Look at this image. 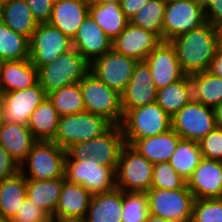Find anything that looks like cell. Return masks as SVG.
Masks as SVG:
<instances>
[{"instance_id": "1", "label": "cell", "mask_w": 222, "mask_h": 222, "mask_svg": "<svg viewBox=\"0 0 222 222\" xmlns=\"http://www.w3.org/2000/svg\"><path fill=\"white\" fill-rule=\"evenodd\" d=\"M170 42L186 75L205 72L218 48L216 26L206 22L199 28L173 38Z\"/></svg>"}, {"instance_id": "2", "label": "cell", "mask_w": 222, "mask_h": 222, "mask_svg": "<svg viewBox=\"0 0 222 222\" xmlns=\"http://www.w3.org/2000/svg\"><path fill=\"white\" fill-rule=\"evenodd\" d=\"M66 156L67 151L53 141L37 140L19 165V172L33 181L64 178Z\"/></svg>"}, {"instance_id": "3", "label": "cell", "mask_w": 222, "mask_h": 222, "mask_svg": "<svg viewBox=\"0 0 222 222\" xmlns=\"http://www.w3.org/2000/svg\"><path fill=\"white\" fill-rule=\"evenodd\" d=\"M86 112L104 117L112 125H121L124 112L121 94L109 88L90 71L79 82Z\"/></svg>"}, {"instance_id": "4", "label": "cell", "mask_w": 222, "mask_h": 222, "mask_svg": "<svg viewBox=\"0 0 222 222\" xmlns=\"http://www.w3.org/2000/svg\"><path fill=\"white\" fill-rule=\"evenodd\" d=\"M125 144L130 145L134 140L153 137L172 129L171 117L157 104L129 109L121 124Z\"/></svg>"}, {"instance_id": "5", "label": "cell", "mask_w": 222, "mask_h": 222, "mask_svg": "<svg viewBox=\"0 0 222 222\" xmlns=\"http://www.w3.org/2000/svg\"><path fill=\"white\" fill-rule=\"evenodd\" d=\"M125 145L121 125H112L101 136L69 147L65 161H81L95 157L106 167H117L122 147Z\"/></svg>"}, {"instance_id": "6", "label": "cell", "mask_w": 222, "mask_h": 222, "mask_svg": "<svg viewBox=\"0 0 222 222\" xmlns=\"http://www.w3.org/2000/svg\"><path fill=\"white\" fill-rule=\"evenodd\" d=\"M89 69L90 64L72 48L51 63L38 68L39 84L48 94L64 86L79 83Z\"/></svg>"}, {"instance_id": "7", "label": "cell", "mask_w": 222, "mask_h": 222, "mask_svg": "<svg viewBox=\"0 0 222 222\" xmlns=\"http://www.w3.org/2000/svg\"><path fill=\"white\" fill-rule=\"evenodd\" d=\"M111 126L112 124L104 117L86 111L62 116L52 141L67 150L76 143L86 142L101 136Z\"/></svg>"}, {"instance_id": "8", "label": "cell", "mask_w": 222, "mask_h": 222, "mask_svg": "<svg viewBox=\"0 0 222 222\" xmlns=\"http://www.w3.org/2000/svg\"><path fill=\"white\" fill-rule=\"evenodd\" d=\"M116 169L101 165L95 157L65 161L64 180L82 185L92 195L106 193L116 188Z\"/></svg>"}, {"instance_id": "9", "label": "cell", "mask_w": 222, "mask_h": 222, "mask_svg": "<svg viewBox=\"0 0 222 222\" xmlns=\"http://www.w3.org/2000/svg\"><path fill=\"white\" fill-rule=\"evenodd\" d=\"M154 164L130 145L125 144L116 169V188L124 192H148L151 189Z\"/></svg>"}, {"instance_id": "10", "label": "cell", "mask_w": 222, "mask_h": 222, "mask_svg": "<svg viewBox=\"0 0 222 222\" xmlns=\"http://www.w3.org/2000/svg\"><path fill=\"white\" fill-rule=\"evenodd\" d=\"M146 194L150 214L174 222H191L195 198L187 185L176 190L151 188Z\"/></svg>"}, {"instance_id": "11", "label": "cell", "mask_w": 222, "mask_h": 222, "mask_svg": "<svg viewBox=\"0 0 222 222\" xmlns=\"http://www.w3.org/2000/svg\"><path fill=\"white\" fill-rule=\"evenodd\" d=\"M206 22L204 5L197 0L167 3L162 25V41H171Z\"/></svg>"}, {"instance_id": "12", "label": "cell", "mask_w": 222, "mask_h": 222, "mask_svg": "<svg viewBox=\"0 0 222 222\" xmlns=\"http://www.w3.org/2000/svg\"><path fill=\"white\" fill-rule=\"evenodd\" d=\"M72 39L48 22L38 23L29 39V59L37 69L71 50Z\"/></svg>"}, {"instance_id": "13", "label": "cell", "mask_w": 222, "mask_h": 222, "mask_svg": "<svg viewBox=\"0 0 222 222\" xmlns=\"http://www.w3.org/2000/svg\"><path fill=\"white\" fill-rule=\"evenodd\" d=\"M171 123L180 138L199 142L216 127L214 109L193 99L171 117Z\"/></svg>"}, {"instance_id": "14", "label": "cell", "mask_w": 222, "mask_h": 222, "mask_svg": "<svg viewBox=\"0 0 222 222\" xmlns=\"http://www.w3.org/2000/svg\"><path fill=\"white\" fill-rule=\"evenodd\" d=\"M47 97L39 82L26 89L1 93L3 122L27 125L32 112Z\"/></svg>"}, {"instance_id": "15", "label": "cell", "mask_w": 222, "mask_h": 222, "mask_svg": "<svg viewBox=\"0 0 222 222\" xmlns=\"http://www.w3.org/2000/svg\"><path fill=\"white\" fill-rule=\"evenodd\" d=\"M138 61L111 49L90 64L89 71L120 94L125 90Z\"/></svg>"}, {"instance_id": "16", "label": "cell", "mask_w": 222, "mask_h": 222, "mask_svg": "<svg viewBox=\"0 0 222 222\" xmlns=\"http://www.w3.org/2000/svg\"><path fill=\"white\" fill-rule=\"evenodd\" d=\"M157 90L186 76L170 41H162L144 60Z\"/></svg>"}, {"instance_id": "17", "label": "cell", "mask_w": 222, "mask_h": 222, "mask_svg": "<svg viewBox=\"0 0 222 222\" xmlns=\"http://www.w3.org/2000/svg\"><path fill=\"white\" fill-rule=\"evenodd\" d=\"M161 42L155 33L128 22L112 41V49L136 61H144Z\"/></svg>"}, {"instance_id": "18", "label": "cell", "mask_w": 222, "mask_h": 222, "mask_svg": "<svg viewBox=\"0 0 222 222\" xmlns=\"http://www.w3.org/2000/svg\"><path fill=\"white\" fill-rule=\"evenodd\" d=\"M156 97L157 89L151 77L149 66L145 61H138L128 85L121 93V104L124 114L129 109L155 102Z\"/></svg>"}, {"instance_id": "19", "label": "cell", "mask_w": 222, "mask_h": 222, "mask_svg": "<svg viewBox=\"0 0 222 222\" xmlns=\"http://www.w3.org/2000/svg\"><path fill=\"white\" fill-rule=\"evenodd\" d=\"M186 185L195 199L222 198V161L202 158Z\"/></svg>"}, {"instance_id": "20", "label": "cell", "mask_w": 222, "mask_h": 222, "mask_svg": "<svg viewBox=\"0 0 222 222\" xmlns=\"http://www.w3.org/2000/svg\"><path fill=\"white\" fill-rule=\"evenodd\" d=\"M72 47L91 64L112 49V40L88 14L72 39Z\"/></svg>"}, {"instance_id": "21", "label": "cell", "mask_w": 222, "mask_h": 222, "mask_svg": "<svg viewBox=\"0 0 222 222\" xmlns=\"http://www.w3.org/2000/svg\"><path fill=\"white\" fill-rule=\"evenodd\" d=\"M92 194L80 184L63 182L54 215L60 220L83 221L86 217Z\"/></svg>"}, {"instance_id": "22", "label": "cell", "mask_w": 222, "mask_h": 222, "mask_svg": "<svg viewBox=\"0 0 222 222\" xmlns=\"http://www.w3.org/2000/svg\"><path fill=\"white\" fill-rule=\"evenodd\" d=\"M88 14V0H61L53 4L48 23L73 39Z\"/></svg>"}, {"instance_id": "23", "label": "cell", "mask_w": 222, "mask_h": 222, "mask_svg": "<svg viewBox=\"0 0 222 222\" xmlns=\"http://www.w3.org/2000/svg\"><path fill=\"white\" fill-rule=\"evenodd\" d=\"M38 82V69L30 59L1 62L0 94L26 89Z\"/></svg>"}, {"instance_id": "24", "label": "cell", "mask_w": 222, "mask_h": 222, "mask_svg": "<svg viewBox=\"0 0 222 222\" xmlns=\"http://www.w3.org/2000/svg\"><path fill=\"white\" fill-rule=\"evenodd\" d=\"M180 139V136L170 129L160 135L134 140L130 146L149 162L156 164L170 161Z\"/></svg>"}, {"instance_id": "25", "label": "cell", "mask_w": 222, "mask_h": 222, "mask_svg": "<svg viewBox=\"0 0 222 222\" xmlns=\"http://www.w3.org/2000/svg\"><path fill=\"white\" fill-rule=\"evenodd\" d=\"M36 141L28 125L3 122L0 128V145L18 165L26 159Z\"/></svg>"}, {"instance_id": "26", "label": "cell", "mask_w": 222, "mask_h": 222, "mask_svg": "<svg viewBox=\"0 0 222 222\" xmlns=\"http://www.w3.org/2000/svg\"><path fill=\"white\" fill-rule=\"evenodd\" d=\"M122 207L123 191L120 189L94 194L82 222H122Z\"/></svg>"}, {"instance_id": "27", "label": "cell", "mask_w": 222, "mask_h": 222, "mask_svg": "<svg viewBox=\"0 0 222 222\" xmlns=\"http://www.w3.org/2000/svg\"><path fill=\"white\" fill-rule=\"evenodd\" d=\"M0 19L11 30L28 39L38 26L25 0H12L0 5Z\"/></svg>"}, {"instance_id": "28", "label": "cell", "mask_w": 222, "mask_h": 222, "mask_svg": "<svg viewBox=\"0 0 222 222\" xmlns=\"http://www.w3.org/2000/svg\"><path fill=\"white\" fill-rule=\"evenodd\" d=\"M193 99L190 76L186 75L184 78L157 90L156 102L170 117H173Z\"/></svg>"}, {"instance_id": "29", "label": "cell", "mask_w": 222, "mask_h": 222, "mask_svg": "<svg viewBox=\"0 0 222 222\" xmlns=\"http://www.w3.org/2000/svg\"><path fill=\"white\" fill-rule=\"evenodd\" d=\"M89 16L113 41L126 27L129 20L120 7V2L89 4Z\"/></svg>"}, {"instance_id": "30", "label": "cell", "mask_w": 222, "mask_h": 222, "mask_svg": "<svg viewBox=\"0 0 222 222\" xmlns=\"http://www.w3.org/2000/svg\"><path fill=\"white\" fill-rule=\"evenodd\" d=\"M64 178L45 181L26 180L27 198L47 214L55 213Z\"/></svg>"}, {"instance_id": "31", "label": "cell", "mask_w": 222, "mask_h": 222, "mask_svg": "<svg viewBox=\"0 0 222 222\" xmlns=\"http://www.w3.org/2000/svg\"><path fill=\"white\" fill-rule=\"evenodd\" d=\"M60 115L47 97L31 114L28 128L36 140L52 141L57 133Z\"/></svg>"}, {"instance_id": "32", "label": "cell", "mask_w": 222, "mask_h": 222, "mask_svg": "<svg viewBox=\"0 0 222 222\" xmlns=\"http://www.w3.org/2000/svg\"><path fill=\"white\" fill-rule=\"evenodd\" d=\"M26 198V178L20 172L2 180L0 182V216L13 219Z\"/></svg>"}, {"instance_id": "33", "label": "cell", "mask_w": 222, "mask_h": 222, "mask_svg": "<svg viewBox=\"0 0 222 222\" xmlns=\"http://www.w3.org/2000/svg\"><path fill=\"white\" fill-rule=\"evenodd\" d=\"M190 80L195 101L213 109L222 103V78L205 71L190 75Z\"/></svg>"}, {"instance_id": "34", "label": "cell", "mask_w": 222, "mask_h": 222, "mask_svg": "<svg viewBox=\"0 0 222 222\" xmlns=\"http://www.w3.org/2000/svg\"><path fill=\"white\" fill-rule=\"evenodd\" d=\"M202 158L198 142L181 138L176 150L171 155L169 163L172 168L187 181Z\"/></svg>"}, {"instance_id": "35", "label": "cell", "mask_w": 222, "mask_h": 222, "mask_svg": "<svg viewBox=\"0 0 222 222\" xmlns=\"http://www.w3.org/2000/svg\"><path fill=\"white\" fill-rule=\"evenodd\" d=\"M48 98L60 117L86 111L79 83L53 90L48 93Z\"/></svg>"}, {"instance_id": "36", "label": "cell", "mask_w": 222, "mask_h": 222, "mask_svg": "<svg viewBox=\"0 0 222 222\" xmlns=\"http://www.w3.org/2000/svg\"><path fill=\"white\" fill-rule=\"evenodd\" d=\"M0 59L19 61L29 59V39L11 30L0 19Z\"/></svg>"}, {"instance_id": "37", "label": "cell", "mask_w": 222, "mask_h": 222, "mask_svg": "<svg viewBox=\"0 0 222 222\" xmlns=\"http://www.w3.org/2000/svg\"><path fill=\"white\" fill-rule=\"evenodd\" d=\"M166 3L163 0H149L129 21L155 33L162 40V25Z\"/></svg>"}, {"instance_id": "38", "label": "cell", "mask_w": 222, "mask_h": 222, "mask_svg": "<svg viewBox=\"0 0 222 222\" xmlns=\"http://www.w3.org/2000/svg\"><path fill=\"white\" fill-rule=\"evenodd\" d=\"M149 214L146 193L123 191L122 222H145Z\"/></svg>"}, {"instance_id": "39", "label": "cell", "mask_w": 222, "mask_h": 222, "mask_svg": "<svg viewBox=\"0 0 222 222\" xmlns=\"http://www.w3.org/2000/svg\"><path fill=\"white\" fill-rule=\"evenodd\" d=\"M185 185L186 181L172 168L169 162L154 164L151 188L176 190Z\"/></svg>"}, {"instance_id": "40", "label": "cell", "mask_w": 222, "mask_h": 222, "mask_svg": "<svg viewBox=\"0 0 222 222\" xmlns=\"http://www.w3.org/2000/svg\"><path fill=\"white\" fill-rule=\"evenodd\" d=\"M191 222H222V198L195 199Z\"/></svg>"}, {"instance_id": "41", "label": "cell", "mask_w": 222, "mask_h": 222, "mask_svg": "<svg viewBox=\"0 0 222 222\" xmlns=\"http://www.w3.org/2000/svg\"><path fill=\"white\" fill-rule=\"evenodd\" d=\"M198 145L203 158L222 161V129L215 127Z\"/></svg>"}, {"instance_id": "42", "label": "cell", "mask_w": 222, "mask_h": 222, "mask_svg": "<svg viewBox=\"0 0 222 222\" xmlns=\"http://www.w3.org/2000/svg\"><path fill=\"white\" fill-rule=\"evenodd\" d=\"M47 213L41 208L34 205L28 198H26L18 209L17 214L12 219V222H33L45 216Z\"/></svg>"}, {"instance_id": "43", "label": "cell", "mask_w": 222, "mask_h": 222, "mask_svg": "<svg viewBox=\"0 0 222 222\" xmlns=\"http://www.w3.org/2000/svg\"><path fill=\"white\" fill-rule=\"evenodd\" d=\"M31 9L37 23H46L50 20L53 3L51 0H25Z\"/></svg>"}, {"instance_id": "44", "label": "cell", "mask_w": 222, "mask_h": 222, "mask_svg": "<svg viewBox=\"0 0 222 222\" xmlns=\"http://www.w3.org/2000/svg\"><path fill=\"white\" fill-rule=\"evenodd\" d=\"M19 172V165L10 157L8 152L0 145V182Z\"/></svg>"}, {"instance_id": "45", "label": "cell", "mask_w": 222, "mask_h": 222, "mask_svg": "<svg viewBox=\"0 0 222 222\" xmlns=\"http://www.w3.org/2000/svg\"><path fill=\"white\" fill-rule=\"evenodd\" d=\"M206 21L216 26L222 22V0H208L204 4Z\"/></svg>"}, {"instance_id": "46", "label": "cell", "mask_w": 222, "mask_h": 222, "mask_svg": "<svg viewBox=\"0 0 222 222\" xmlns=\"http://www.w3.org/2000/svg\"><path fill=\"white\" fill-rule=\"evenodd\" d=\"M149 0H120V7L125 17L130 21L131 18L148 2Z\"/></svg>"}, {"instance_id": "47", "label": "cell", "mask_w": 222, "mask_h": 222, "mask_svg": "<svg viewBox=\"0 0 222 222\" xmlns=\"http://www.w3.org/2000/svg\"><path fill=\"white\" fill-rule=\"evenodd\" d=\"M207 72L222 78V48L218 47Z\"/></svg>"}, {"instance_id": "48", "label": "cell", "mask_w": 222, "mask_h": 222, "mask_svg": "<svg viewBox=\"0 0 222 222\" xmlns=\"http://www.w3.org/2000/svg\"><path fill=\"white\" fill-rule=\"evenodd\" d=\"M216 127L222 129V103L214 108Z\"/></svg>"}, {"instance_id": "49", "label": "cell", "mask_w": 222, "mask_h": 222, "mask_svg": "<svg viewBox=\"0 0 222 222\" xmlns=\"http://www.w3.org/2000/svg\"><path fill=\"white\" fill-rule=\"evenodd\" d=\"M57 217L53 214H46L45 216L39 218V219H36L35 221L33 222H56L57 221Z\"/></svg>"}, {"instance_id": "50", "label": "cell", "mask_w": 222, "mask_h": 222, "mask_svg": "<svg viewBox=\"0 0 222 222\" xmlns=\"http://www.w3.org/2000/svg\"><path fill=\"white\" fill-rule=\"evenodd\" d=\"M145 222H174V221L149 214V216Z\"/></svg>"}, {"instance_id": "51", "label": "cell", "mask_w": 222, "mask_h": 222, "mask_svg": "<svg viewBox=\"0 0 222 222\" xmlns=\"http://www.w3.org/2000/svg\"><path fill=\"white\" fill-rule=\"evenodd\" d=\"M217 37H218V47L222 48V22L216 25Z\"/></svg>"}, {"instance_id": "52", "label": "cell", "mask_w": 222, "mask_h": 222, "mask_svg": "<svg viewBox=\"0 0 222 222\" xmlns=\"http://www.w3.org/2000/svg\"><path fill=\"white\" fill-rule=\"evenodd\" d=\"M89 4H105L107 2H120V0H88Z\"/></svg>"}, {"instance_id": "53", "label": "cell", "mask_w": 222, "mask_h": 222, "mask_svg": "<svg viewBox=\"0 0 222 222\" xmlns=\"http://www.w3.org/2000/svg\"><path fill=\"white\" fill-rule=\"evenodd\" d=\"M3 124V116H2V106H1V101H0V128Z\"/></svg>"}, {"instance_id": "54", "label": "cell", "mask_w": 222, "mask_h": 222, "mask_svg": "<svg viewBox=\"0 0 222 222\" xmlns=\"http://www.w3.org/2000/svg\"><path fill=\"white\" fill-rule=\"evenodd\" d=\"M0 222H12V219H7L5 217L0 216Z\"/></svg>"}, {"instance_id": "55", "label": "cell", "mask_w": 222, "mask_h": 222, "mask_svg": "<svg viewBox=\"0 0 222 222\" xmlns=\"http://www.w3.org/2000/svg\"><path fill=\"white\" fill-rule=\"evenodd\" d=\"M56 222H81V221H77V220H60V219H57Z\"/></svg>"}, {"instance_id": "56", "label": "cell", "mask_w": 222, "mask_h": 222, "mask_svg": "<svg viewBox=\"0 0 222 222\" xmlns=\"http://www.w3.org/2000/svg\"><path fill=\"white\" fill-rule=\"evenodd\" d=\"M166 4L170 3V2H177V1H181V0H163Z\"/></svg>"}, {"instance_id": "57", "label": "cell", "mask_w": 222, "mask_h": 222, "mask_svg": "<svg viewBox=\"0 0 222 222\" xmlns=\"http://www.w3.org/2000/svg\"><path fill=\"white\" fill-rule=\"evenodd\" d=\"M9 1H12V0H0V5L6 3V2H9Z\"/></svg>"}, {"instance_id": "58", "label": "cell", "mask_w": 222, "mask_h": 222, "mask_svg": "<svg viewBox=\"0 0 222 222\" xmlns=\"http://www.w3.org/2000/svg\"><path fill=\"white\" fill-rule=\"evenodd\" d=\"M198 2H200L202 5H204L208 0H197Z\"/></svg>"}, {"instance_id": "59", "label": "cell", "mask_w": 222, "mask_h": 222, "mask_svg": "<svg viewBox=\"0 0 222 222\" xmlns=\"http://www.w3.org/2000/svg\"><path fill=\"white\" fill-rule=\"evenodd\" d=\"M59 1H61V0H51V2H52L53 4L58 3Z\"/></svg>"}]
</instances>
